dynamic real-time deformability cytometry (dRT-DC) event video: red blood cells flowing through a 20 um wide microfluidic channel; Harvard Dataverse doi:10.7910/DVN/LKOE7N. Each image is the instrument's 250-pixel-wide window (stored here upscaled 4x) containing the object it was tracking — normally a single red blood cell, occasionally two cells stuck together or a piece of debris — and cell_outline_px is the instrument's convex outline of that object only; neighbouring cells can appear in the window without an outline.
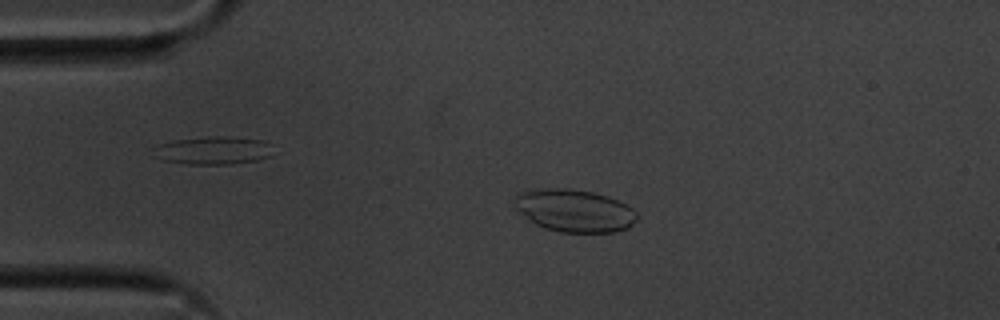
{"species": "common noctule bat (a hibernating species)", "species_latin": "Nyctalus noctula", "temperature_condition": "cold", "stored_images_in_passage": 44, "camera_frame_rate_fps": 3000, "um_per_image_px": 0.085, "animal": {"sex": "male", "body_mass_g": 20.1, "forearm_length_mm": 53.5}, "frame": {"image": 1, "passage_image": 1, "time_ms": 0.0, "image_size_px": [1000, 320], "cell_outline_px": [[636, 220], [628, 228], [616, 232], [560, 232], [544, 228], [528, 220], [516, 208], [516, 196], [520, 192], [544, 188], [572, 188], [592, 192], [608, 196], [632, 208], [636, 212]], "centroid_in_image_um": [48.83, 17.9], "position_along_channel_um": 36.2, "area_um2": 30.23}}
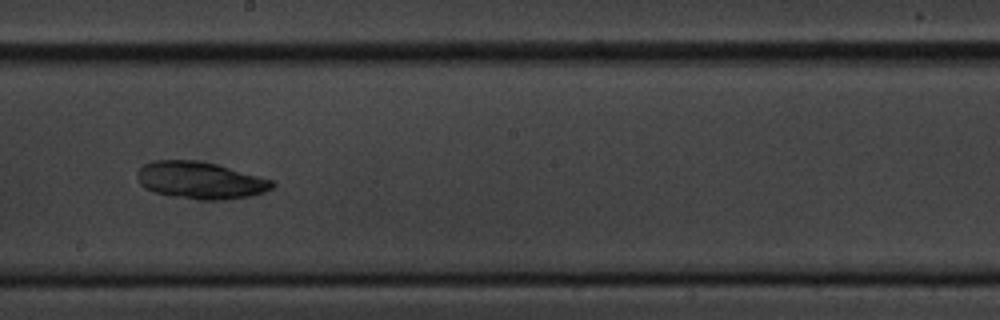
{"frame": {"image": 2, "passage_image": 20, "time_ms": 6.333, "image_size_px": [1000, 320], "cell_outline_px": [[276, 184], [272, 188], [264, 192], [252, 196], [224, 200], [200, 200], [168, 196], [152, 192], [144, 188], [140, 184], [136, 176], [136, 172], [144, 164], [152, 160], [196, 160], [216, 164], [272, 180]], "centroid_in_image_um": [16.98, 15.34], "position_along_channel_um": 231.2, "area_um2": 29.48}}
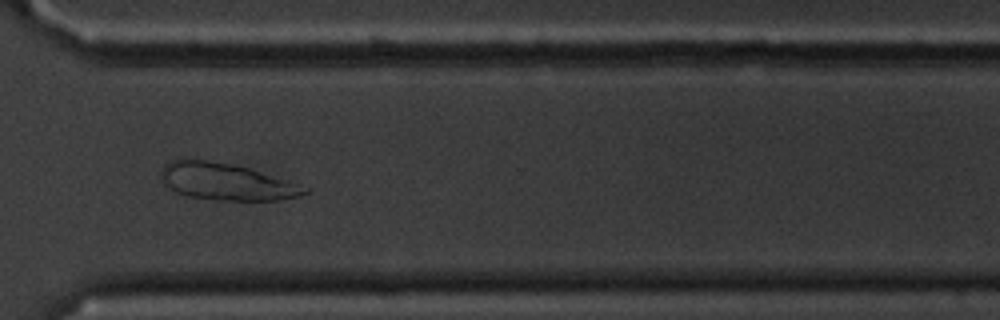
{"frame": {"image": 3, "passage_image": 30, "time_ms": 9.667, "image_size_px": [1000, 320], "cell_outline_px": [[312, 188], [308, 192], [300, 196], [276, 200], [216, 200], [188, 196], [176, 192], [168, 188], [160, 180], [160, 172], [164, 164], [172, 160], [204, 160], [228, 164], [248, 168], [288, 180]], "centroid_in_image_um": [19.23, 15.46], "position_along_channel_um": 351.4, "area_um2": 30.75}}